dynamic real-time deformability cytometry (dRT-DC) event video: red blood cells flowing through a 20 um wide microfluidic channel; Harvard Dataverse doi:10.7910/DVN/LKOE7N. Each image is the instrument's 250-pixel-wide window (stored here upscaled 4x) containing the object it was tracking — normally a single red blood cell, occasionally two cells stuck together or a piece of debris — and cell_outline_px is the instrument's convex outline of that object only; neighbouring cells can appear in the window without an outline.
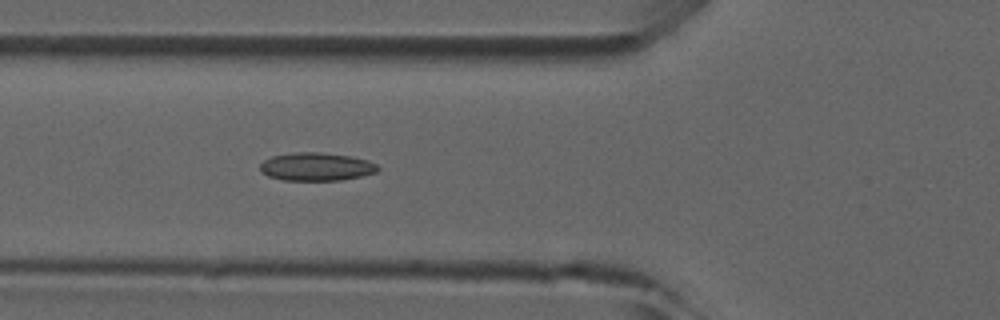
{"species": "common noctule bat (a hibernating species)", "species_latin": "Nyctalus noctula", "temperature_condition": "room temperature", "stored_images_in_passage": 44, "camera_frame_rate_fps": 3000, "um_per_image_px": 0.085, "animal": {"sex": "male", "forearm_length_mm": 52.5}, "frame": {"image": 1, "passage_image": 13, "time_ms": 4.0, "image_size_px": [1000, 320], "cell_outline_px": [[380, 168], [376, 172], [360, 176], [340, 180], [284, 180], [268, 176], [260, 172], [260, 164], [264, 160], [272, 156], [292, 152], [320, 152], [352, 156], [368, 160], [376, 164]], "centroid_in_image_um": [26.87, 14.16], "position_along_channel_um": 98.9, "area_um2": 19.36}}